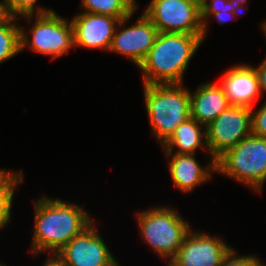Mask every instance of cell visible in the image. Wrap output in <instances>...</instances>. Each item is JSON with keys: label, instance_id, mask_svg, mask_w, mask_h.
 Wrapping results in <instances>:
<instances>
[{"label": "cell", "instance_id": "1", "mask_svg": "<svg viewBox=\"0 0 266 266\" xmlns=\"http://www.w3.org/2000/svg\"><path fill=\"white\" fill-rule=\"evenodd\" d=\"M34 224L31 242L33 256L56 255L73 237L95 219L85 206L50 196H40L33 203Z\"/></svg>", "mask_w": 266, "mask_h": 266}, {"label": "cell", "instance_id": "2", "mask_svg": "<svg viewBox=\"0 0 266 266\" xmlns=\"http://www.w3.org/2000/svg\"><path fill=\"white\" fill-rule=\"evenodd\" d=\"M203 43L202 34L158 32L154 45L138 66L142 84H183L190 61Z\"/></svg>", "mask_w": 266, "mask_h": 266}, {"label": "cell", "instance_id": "3", "mask_svg": "<svg viewBox=\"0 0 266 266\" xmlns=\"http://www.w3.org/2000/svg\"><path fill=\"white\" fill-rule=\"evenodd\" d=\"M151 134L162 146L175 129L191 117L190 89L183 84H143Z\"/></svg>", "mask_w": 266, "mask_h": 266}, {"label": "cell", "instance_id": "4", "mask_svg": "<svg viewBox=\"0 0 266 266\" xmlns=\"http://www.w3.org/2000/svg\"><path fill=\"white\" fill-rule=\"evenodd\" d=\"M135 214L142 240L168 265L192 229L189 221L168 205L150 206Z\"/></svg>", "mask_w": 266, "mask_h": 266}, {"label": "cell", "instance_id": "5", "mask_svg": "<svg viewBox=\"0 0 266 266\" xmlns=\"http://www.w3.org/2000/svg\"><path fill=\"white\" fill-rule=\"evenodd\" d=\"M21 18L30 25L27 28L22 23L19 25L21 52L30 49L32 52L50 56V60H55L74 48L72 23L58 12L30 14L19 19Z\"/></svg>", "mask_w": 266, "mask_h": 266}, {"label": "cell", "instance_id": "6", "mask_svg": "<svg viewBox=\"0 0 266 266\" xmlns=\"http://www.w3.org/2000/svg\"><path fill=\"white\" fill-rule=\"evenodd\" d=\"M216 173L261 195L266 183V138L250 135L216 160Z\"/></svg>", "mask_w": 266, "mask_h": 266}, {"label": "cell", "instance_id": "7", "mask_svg": "<svg viewBox=\"0 0 266 266\" xmlns=\"http://www.w3.org/2000/svg\"><path fill=\"white\" fill-rule=\"evenodd\" d=\"M143 13L158 32L202 34L200 0H150Z\"/></svg>", "mask_w": 266, "mask_h": 266}, {"label": "cell", "instance_id": "8", "mask_svg": "<svg viewBox=\"0 0 266 266\" xmlns=\"http://www.w3.org/2000/svg\"><path fill=\"white\" fill-rule=\"evenodd\" d=\"M207 146L216 161L226 151L252 134L251 109L230 105L206 126Z\"/></svg>", "mask_w": 266, "mask_h": 266}, {"label": "cell", "instance_id": "9", "mask_svg": "<svg viewBox=\"0 0 266 266\" xmlns=\"http://www.w3.org/2000/svg\"><path fill=\"white\" fill-rule=\"evenodd\" d=\"M137 10L138 8L131 15L119 21L109 50V52L128 58L136 67L146 58L158 34L156 26L143 12L136 22L126 27Z\"/></svg>", "mask_w": 266, "mask_h": 266}, {"label": "cell", "instance_id": "10", "mask_svg": "<svg viewBox=\"0 0 266 266\" xmlns=\"http://www.w3.org/2000/svg\"><path fill=\"white\" fill-rule=\"evenodd\" d=\"M94 220L56 255L68 266H121L109 249Z\"/></svg>", "mask_w": 266, "mask_h": 266}, {"label": "cell", "instance_id": "11", "mask_svg": "<svg viewBox=\"0 0 266 266\" xmlns=\"http://www.w3.org/2000/svg\"><path fill=\"white\" fill-rule=\"evenodd\" d=\"M220 236L191 229L175 257L165 266H221L233 246Z\"/></svg>", "mask_w": 266, "mask_h": 266}, {"label": "cell", "instance_id": "12", "mask_svg": "<svg viewBox=\"0 0 266 266\" xmlns=\"http://www.w3.org/2000/svg\"><path fill=\"white\" fill-rule=\"evenodd\" d=\"M74 48L109 51L119 19L102 14L78 12L71 18Z\"/></svg>", "mask_w": 266, "mask_h": 266}, {"label": "cell", "instance_id": "13", "mask_svg": "<svg viewBox=\"0 0 266 266\" xmlns=\"http://www.w3.org/2000/svg\"><path fill=\"white\" fill-rule=\"evenodd\" d=\"M167 157L168 172L175 188L184 193H192L194 189L212 180L216 174V161L209 159L206 167L200 165L196 154L164 153ZM208 181V182H207Z\"/></svg>", "mask_w": 266, "mask_h": 266}, {"label": "cell", "instance_id": "14", "mask_svg": "<svg viewBox=\"0 0 266 266\" xmlns=\"http://www.w3.org/2000/svg\"><path fill=\"white\" fill-rule=\"evenodd\" d=\"M226 70L218 82L222 85L229 103L250 109L254 107V104L262 98L254 66L239 63Z\"/></svg>", "mask_w": 266, "mask_h": 266}, {"label": "cell", "instance_id": "15", "mask_svg": "<svg viewBox=\"0 0 266 266\" xmlns=\"http://www.w3.org/2000/svg\"><path fill=\"white\" fill-rule=\"evenodd\" d=\"M189 93L191 118L205 126L231 105L219 82L200 83L195 91Z\"/></svg>", "mask_w": 266, "mask_h": 266}, {"label": "cell", "instance_id": "16", "mask_svg": "<svg viewBox=\"0 0 266 266\" xmlns=\"http://www.w3.org/2000/svg\"><path fill=\"white\" fill-rule=\"evenodd\" d=\"M161 147L164 153L178 154H198V149H203L206 159H213L207 146L206 126L191 117L181 123Z\"/></svg>", "mask_w": 266, "mask_h": 266}, {"label": "cell", "instance_id": "17", "mask_svg": "<svg viewBox=\"0 0 266 266\" xmlns=\"http://www.w3.org/2000/svg\"><path fill=\"white\" fill-rule=\"evenodd\" d=\"M137 0H81L82 12L109 15L119 20L131 15L138 8Z\"/></svg>", "mask_w": 266, "mask_h": 266}, {"label": "cell", "instance_id": "18", "mask_svg": "<svg viewBox=\"0 0 266 266\" xmlns=\"http://www.w3.org/2000/svg\"><path fill=\"white\" fill-rule=\"evenodd\" d=\"M19 18L8 16L0 23V64L21 53Z\"/></svg>", "mask_w": 266, "mask_h": 266}, {"label": "cell", "instance_id": "19", "mask_svg": "<svg viewBox=\"0 0 266 266\" xmlns=\"http://www.w3.org/2000/svg\"><path fill=\"white\" fill-rule=\"evenodd\" d=\"M23 171H14L0 185V231L9 225L12 217V207L17 188L23 183Z\"/></svg>", "mask_w": 266, "mask_h": 266}, {"label": "cell", "instance_id": "20", "mask_svg": "<svg viewBox=\"0 0 266 266\" xmlns=\"http://www.w3.org/2000/svg\"><path fill=\"white\" fill-rule=\"evenodd\" d=\"M39 0H3L8 16L21 17L30 14H46L55 10L36 5ZM37 7H36V6Z\"/></svg>", "mask_w": 266, "mask_h": 266}, {"label": "cell", "instance_id": "21", "mask_svg": "<svg viewBox=\"0 0 266 266\" xmlns=\"http://www.w3.org/2000/svg\"><path fill=\"white\" fill-rule=\"evenodd\" d=\"M201 22L202 24L208 20L213 13L222 10L229 12H243L244 10L231 0H200Z\"/></svg>", "mask_w": 266, "mask_h": 266}, {"label": "cell", "instance_id": "22", "mask_svg": "<svg viewBox=\"0 0 266 266\" xmlns=\"http://www.w3.org/2000/svg\"><path fill=\"white\" fill-rule=\"evenodd\" d=\"M238 250L232 248L225 256L221 266H262V260L254 254H238Z\"/></svg>", "mask_w": 266, "mask_h": 266}, {"label": "cell", "instance_id": "23", "mask_svg": "<svg viewBox=\"0 0 266 266\" xmlns=\"http://www.w3.org/2000/svg\"><path fill=\"white\" fill-rule=\"evenodd\" d=\"M251 108L252 135L266 138V100L259 109Z\"/></svg>", "mask_w": 266, "mask_h": 266}, {"label": "cell", "instance_id": "24", "mask_svg": "<svg viewBox=\"0 0 266 266\" xmlns=\"http://www.w3.org/2000/svg\"><path fill=\"white\" fill-rule=\"evenodd\" d=\"M243 12H229V10H222L218 13H213L206 22L203 23V29H202V39L203 41L206 40L205 38L208 35V27H209V21L210 19H216L219 25H224L226 21H229L231 19H238L239 15H241ZM237 17V18H236ZM231 18V19H230Z\"/></svg>", "mask_w": 266, "mask_h": 266}, {"label": "cell", "instance_id": "25", "mask_svg": "<svg viewBox=\"0 0 266 266\" xmlns=\"http://www.w3.org/2000/svg\"><path fill=\"white\" fill-rule=\"evenodd\" d=\"M262 97L266 95V57L256 67L254 66Z\"/></svg>", "mask_w": 266, "mask_h": 266}, {"label": "cell", "instance_id": "26", "mask_svg": "<svg viewBox=\"0 0 266 266\" xmlns=\"http://www.w3.org/2000/svg\"><path fill=\"white\" fill-rule=\"evenodd\" d=\"M42 266H68L59 256L48 255Z\"/></svg>", "mask_w": 266, "mask_h": 266}, {"label": "cell", "instance_id": "27", "mask_svg": "<svg viewBox=\"0 0 266 266\" xmlns=\"http://www.w3.org/2000/svg\"><path fill=\"white\" fill-rule=\"evenodd\" d=\"M14 172V170L12 171L11 169L7 170V169H0V185Z\"/></svg>", "mask_w": 266, "mask_h": 266}, {"label": "cell", "instance_id": "28", "mask_svg": "<svg viewBox=\"0 0 266 266\" xmlns=\"http://www.w3.org/2000/svg\"><path fill=\"white\" fill-rule=\"evenodd\" d=\"M7 17L8 14L6 12L4 2L3 0H0V23H2Z\"/></svg>", "mask_w": 266, "mask_h": 266}, {"label": "cell", "instance_id": "29", "mask_svg": "<svg viewBox=\"0 0 266 266\" xmlns=\"http://www.w3.org/2000/svg\"><path fill=\"white\" fill-rule=\"evenodd\" d=\"M234 1L238 6H240L243 10L246 8L248 9V0H231Z\"/></svg>", "mask_w": 266, "mask_h": 266}, {"label": "cell", "instance_id": "30", "mask_svg": "<svg viewBox=\"0 0 266 266\" xmlns=\"http://www.w3.org/2000/svg\"><path fill=\"white\" fill-rule=\"evenodd\" d=\"M260 29H261L264 37H265V40H266V19H265V21L260 23Z\"/></svg>", "mask_w": 266, "mask_h": 266}, {"label": "cell", "instance_id": "31", "mask_svg": "<svg viewBox=\"0 0 266 266\" xmlns=\"http://www.w3.org/2000/svg\"><path fill=\"white\" fill-rule=\"evenodd\" d=\"M1 261V260H0ZM0 266H7V264H4L2 261L0 262Z\"/></svg>", "mask_w": 266, "mask_h": 266}, {"label": "cell", "instance_id": "32", "mask_svg": "<svg viewBox=\"0 0 266 266\" xmlns=\"http://www.w3.org/2000/svg\"><path fill=\"white\" fill-rule=\"evenodd\" d=\"M265 264H266V263H265V262H263V260H262V266H266Z\"/></svg>", "mask_w": 266, "mask_h": 266}]
</instances>
